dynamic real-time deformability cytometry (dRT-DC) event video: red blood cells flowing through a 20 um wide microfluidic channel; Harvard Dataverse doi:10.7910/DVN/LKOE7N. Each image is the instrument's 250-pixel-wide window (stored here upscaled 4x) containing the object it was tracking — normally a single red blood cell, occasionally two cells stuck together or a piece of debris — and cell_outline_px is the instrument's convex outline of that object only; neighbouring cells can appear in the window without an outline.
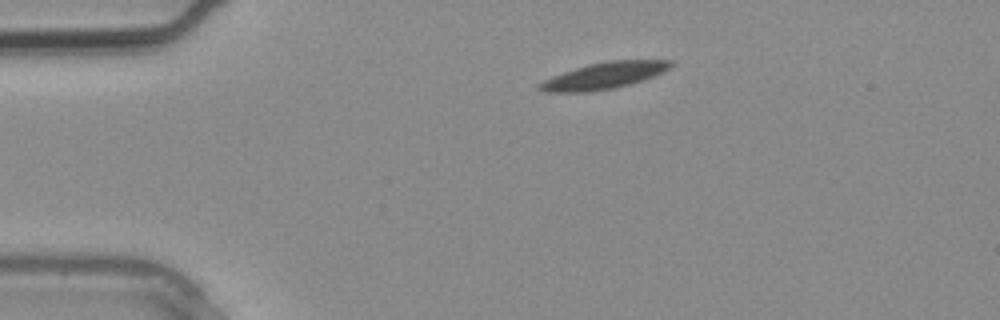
{"species": "common noctule bat (a hibernating species)", "species_latin": "Nyctalus noctula", "temperature_condition": "warm", "stored_images_in_passage": 2, "camera_frame_rate_fps": 3000, "um_per_image_px": 0.085, "animal": {"sex": "male", "body_mass_g": 20.4}, "frame": {"image": 1, "passage_image": 1, "time_ms": 0.0, "image_size_px": [1000, 320], "cell_outline_px": [[672, 64], [664, 72], [616, 88], [588, 92], [544, 92], [536, 88], [536, 84], [552, 76], [588, 64], [608, 60], [672, 60]], "centroid_in_image_um": [51.28, 6.43], "position_along_channel_um": 33.7, "area_um2": 20.17}}